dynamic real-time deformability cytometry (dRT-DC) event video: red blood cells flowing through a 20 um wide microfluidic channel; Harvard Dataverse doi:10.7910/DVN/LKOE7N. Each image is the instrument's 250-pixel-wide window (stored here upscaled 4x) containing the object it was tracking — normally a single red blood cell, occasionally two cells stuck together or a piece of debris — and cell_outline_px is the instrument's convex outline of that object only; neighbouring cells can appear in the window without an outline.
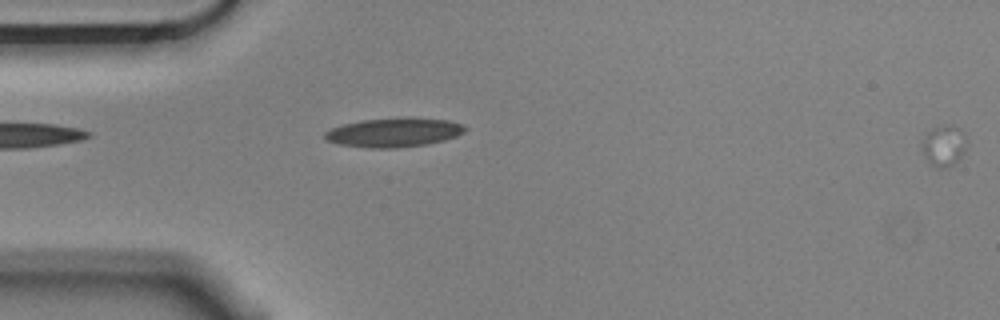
{"species": "Egyptian fruit bat (a non-hibernating species)", "species_latin": "Rousettus aegyptiacus", "temperature_condition": "cold", "stored_images_in_passage": 3, "camera_frame_rate_fps": 3000, "um_per_image_px": 0.085, "animal": {"sex": "male"}, "frame": {"image": 1, "passage_image": 3, "time_ms": 0.667, "image_size_px": [1000, 320], "cell_outline_px": [[964, 152], [960, 160], [948, 168], [936, 168], [928, 164], [924, 156], [924, 140], [928, 132], [932, 128], [956, 128], [964, 136]], "centroid_in_image_um": [80.21, 12.51], "position_along_channel_um": 4.8, "area_um2": 10.0}}